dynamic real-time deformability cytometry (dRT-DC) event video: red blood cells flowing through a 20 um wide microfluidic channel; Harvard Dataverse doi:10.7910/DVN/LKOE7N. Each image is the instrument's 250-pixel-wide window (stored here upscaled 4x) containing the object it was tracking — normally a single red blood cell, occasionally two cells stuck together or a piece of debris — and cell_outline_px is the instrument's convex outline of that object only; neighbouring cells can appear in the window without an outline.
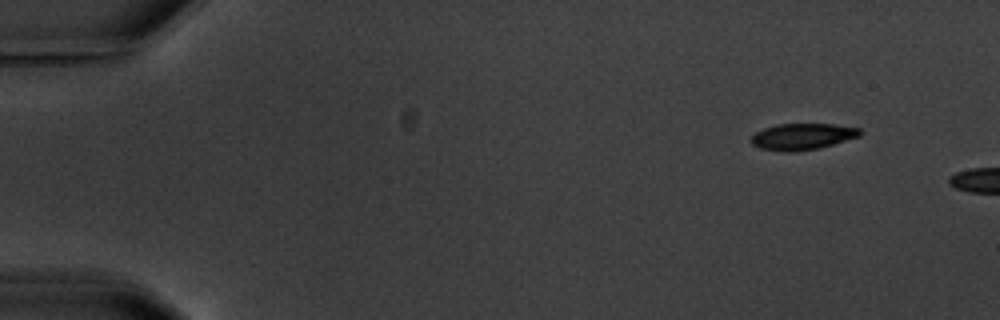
{"species": "common noctule bat (a hibernating species)", "species_latin": "Nyctalus noctula", "temperature_condition": "warm", "stored_images_in_passage": 3, "camera_frame_rate_fps": 3000, "um_per_image_px": 0.085, "animal": {"sex": "male", "body_mass_g": 20.1, "forearm_length_mm": 53.5}, "frame": {"image": 1, "passage_image": 1, "time_ms": 0.0, "image_size_px": [1000, 320], "cell_outline_px": [[860, 136], [820, 148], [792, 152], [788, 152], [760, 148], [752, 144], [748, 140], [756, 132], [764, 128], [776, 124], [832, 124], [860, 128]], "centroid_in_image_um": [68.17, 11.61], "position_along_channel_um": 16.8, "area_um2": 16.7}}